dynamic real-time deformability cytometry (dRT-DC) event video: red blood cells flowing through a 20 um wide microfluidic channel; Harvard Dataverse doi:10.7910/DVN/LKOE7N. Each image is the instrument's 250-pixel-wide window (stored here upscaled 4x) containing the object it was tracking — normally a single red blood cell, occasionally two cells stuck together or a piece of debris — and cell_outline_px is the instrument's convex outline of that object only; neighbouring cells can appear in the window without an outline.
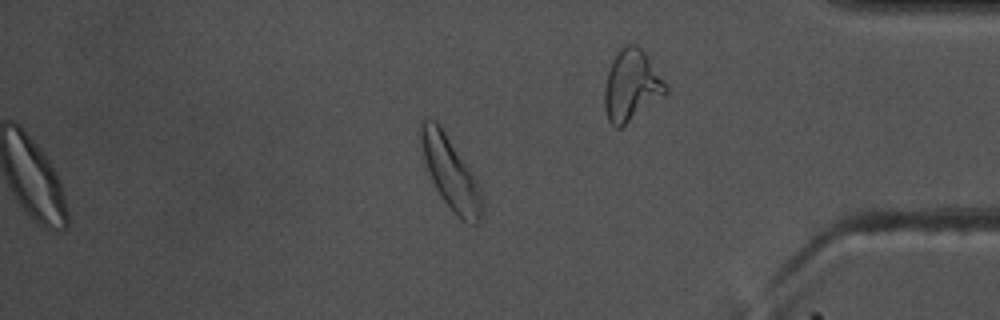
{"species": "common noctule bat (a hibernating species)", "species_latin": "Nyctalus noctula", "temperature_condition": "warm", "stored_images_in_passage": 48, "camera_frame_rate_fps": 3000, "um_per_image_px": 0.085, "animal": {"sex": "male", "body_mass_g": 17.5, "forearm_length_mm": 52.3}, "frame": {"image": 1, "passage_image": 48, "time_ms": 15.667, "image_size_px": [1000, 320], "cell_outline_px": [[484, 208], [480, 220], [476, 224], [472, 224], [464, 220], [440, 196], [432, 180], [424, 160], [420, 144], [420, 120], [424, 116], [436, 120], [440, 124], [468, 168], [472, 176], [484, 204]], "centroid_in_image_um": [38.23, 14.61], "position_along_channel_um": 397.0, "area_um2": 24.91}, "authors_computed_cell_mechanics": {"area_um2": 21.0681, "velocity_mm_per_s": 3.6241, "shape_relaxation_time_tau1_ms": 6.0742, "shape_relaxation_time_tau2_ms": 8.3506, "deformation_change_tau1": 0.1067, "deformation_change_tau2": 0.1547}}